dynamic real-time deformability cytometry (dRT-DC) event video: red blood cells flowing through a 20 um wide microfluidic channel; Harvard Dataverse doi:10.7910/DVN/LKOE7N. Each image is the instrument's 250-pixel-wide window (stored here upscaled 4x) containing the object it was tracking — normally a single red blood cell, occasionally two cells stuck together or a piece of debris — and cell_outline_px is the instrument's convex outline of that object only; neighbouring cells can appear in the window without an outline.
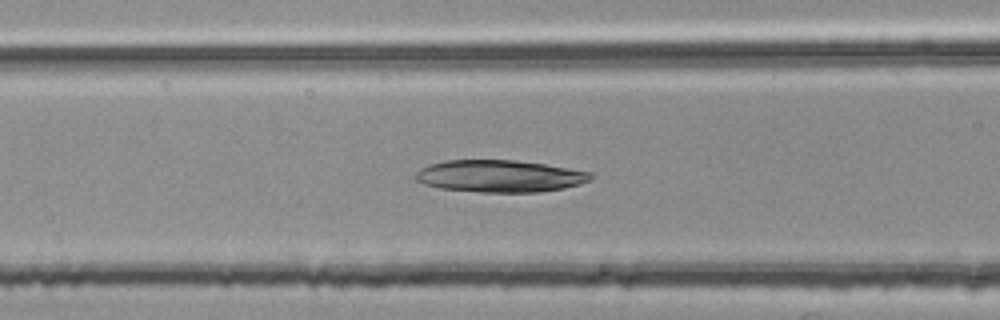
{"species": "common noctule bat (a hibernating species)", "species_latin": "Nyctalus noctula", "temperature_condition": "room temperature", "stored_images_in_passage": 53, "camera_frame_rate_fps": 3000, "um_per_image_px": 0.085, "animal": {"sex": "female", "body_mass_g": 25.1}, "frame": {"image": 1, "passage_image": 22, "time_ms": 7.0, "image_size_px": [1000, 320], "cell_outline_px": [[592, 176], [588, 180], [580, 184], [564, 188], [540, 192], [480, 192], [440, 188], [424, 184], [416, 180], [412, 176], [420, 168], [428, 164], [444, 160], [516, 160], [544, 164], [592, 172]], "centroid_in_image_um": [42.42, 14.96], "position_along_channel_um": 124.2, "area_um2": 32.89}}
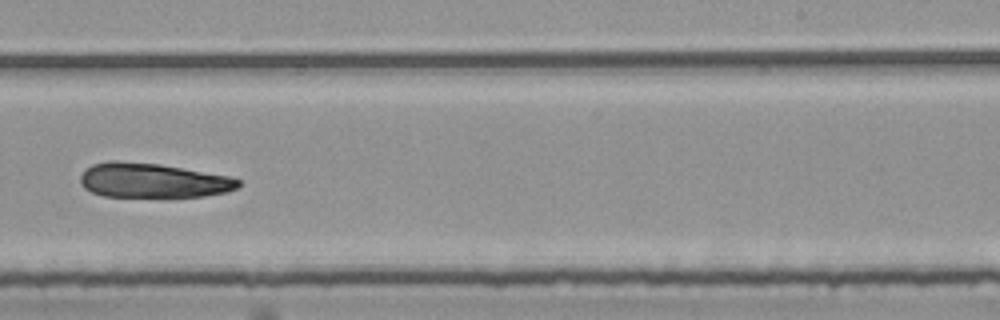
{"frame": {"image": 2, "passage_image": 34, "time_ms": 11.0, "image_size_px": [1000, 320], "cell_outline_px": [[240, 184], [236, 188], [228, 192], [204, 196], [104, 196], [92, 192], [84, 188], [80, 184], [80, 176], [84, 168], [92, 164], [108, 160], [116, 160], [160, 164], [228, 176], [240, 180]], "centroid_in_image_um": [12.93, 15.32], "position_along_channel_um": 276.1, "area_um2": 31.79}}
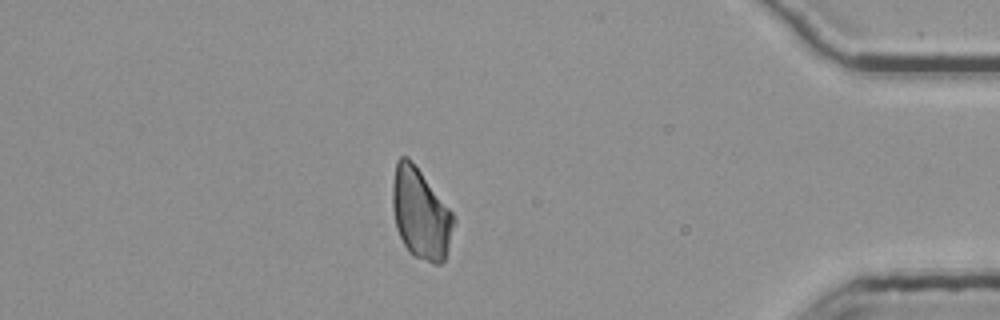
{"frame": {"image": 3, "passage_image": 47, "time_ms": 15.333, "image_size_px": [1000, 320], "cell_outline_px": [[456, 220], [444, 260], [440, 264], [432, 264], [412, 256], [408, 252], [396, 228], [392, 208], [392, 184], [396, 160], [400, 156], [408, 156], [452, 212]], "centroid_in_image_um": [35.73, 18.18], "position_along_channel_um": 399.5, "area_um2": 32.37}}